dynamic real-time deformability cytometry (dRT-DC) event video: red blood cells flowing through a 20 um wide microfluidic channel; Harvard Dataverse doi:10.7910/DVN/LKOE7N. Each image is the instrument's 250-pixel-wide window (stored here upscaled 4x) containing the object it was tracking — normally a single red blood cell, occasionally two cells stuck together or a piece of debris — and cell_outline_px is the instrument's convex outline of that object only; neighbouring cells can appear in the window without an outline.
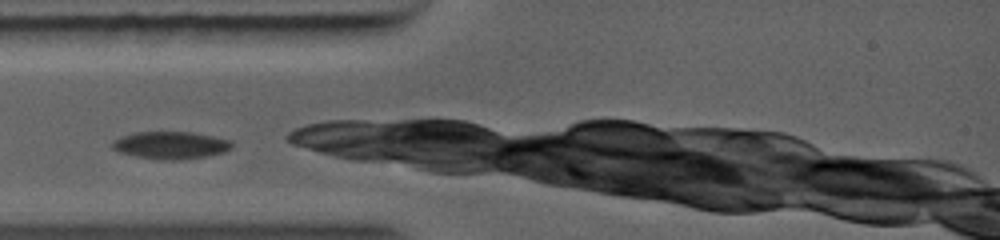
{"species": "common noctule bat (a hibernating species)", "species_latin": "Nyctalus noctula", "temperature_condition": "warm", "stored_images_in_passage": 18, "camera_frame_rate_fps": 5000, "um_per_image_px": 0.085, "animal": {"sex": "female", "body_mass_g": 19.0, "forearm_length_mm": 56.7}, "frame": {"image": 1, "passage_image": 1, "time_ms": 0.0, "image_size_px": [1000, 240], "cell_outline_px": [[228, 148], [220, 152], [200, 156], [144, 156], [128, 152], [116, 148], [112, 144], [116, 140], [140, 132], [180, 132], [204, 136], [224, 140], [228, 144]], "centroid_in_image_um": [14.46, 12.28], "position_along_channel_um": 70.5, "area_um2": 15.95}}
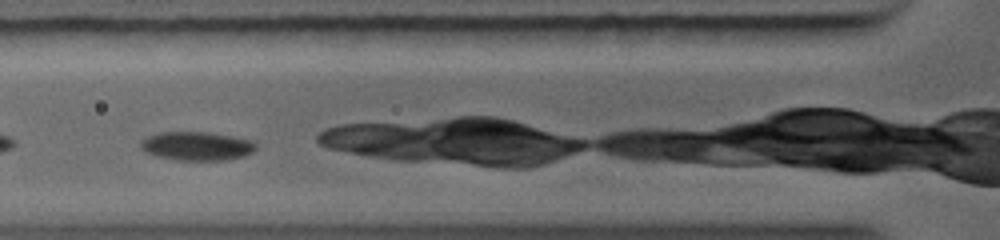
{"frame": {"image": 2, "passage_image": 3, "time_ms": 0.8, "image_size_px": [1000, 240], "cell_outline_px": [[252, 148], [248, 152], [240, 156], [220, 160], [184, 160], [164, 156], [152, 152], [144, 148], [144, 140], [152, 136], [164, 132], [196, 132], [224, 136], [248, 140], [252, 144]], "centroid_in_image_um": [16.73, 12.41], "position_along_channel_um": 109.1, "area_um2": 17.28}}